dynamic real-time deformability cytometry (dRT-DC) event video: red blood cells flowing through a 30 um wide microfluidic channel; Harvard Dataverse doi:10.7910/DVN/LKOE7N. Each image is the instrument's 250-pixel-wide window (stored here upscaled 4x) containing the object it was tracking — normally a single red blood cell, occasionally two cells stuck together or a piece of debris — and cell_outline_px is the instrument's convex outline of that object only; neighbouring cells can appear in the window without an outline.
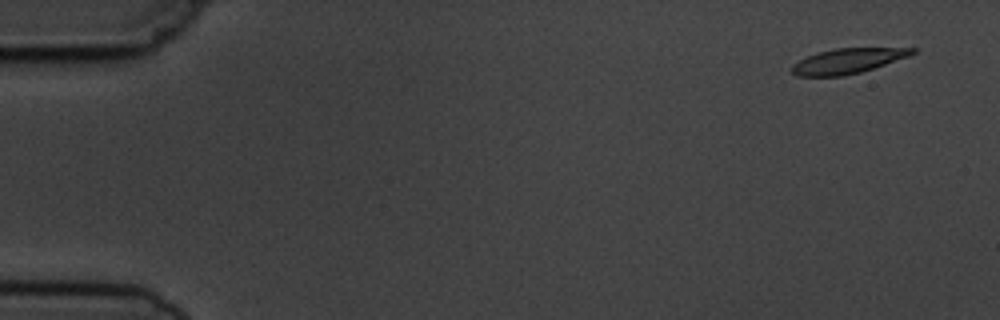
{"species": "common noctule bat (a hibernating species)", "species_latin": "Nyctalus noctula", "temperature_condition": "cold", "stored_images_in_passage": 2, "segment_of_instrument_passage": [2, 2], "camera_frame_rate_fps": 3000, "um_per_image_px": 0.085, "animal": {"sex": "male", "body_mass_g": 19.5, "forearm_length_mm": 54.6}, "frame": {"image": 1, "passage_image": 2, "time_ms": 2.0, "image_size_px": [1000, 320], "cell_outline_px": [[916, 52], [908, 56], [860, 72], [840, 76], [796, 76], [792, 72], [792, 64], [816, 52], [836, 48], [916, 48]], "centroid_in_image_um": [72.01, 5.17], "position_along_channel_um": 13.0, "area_um2": 17.28}}